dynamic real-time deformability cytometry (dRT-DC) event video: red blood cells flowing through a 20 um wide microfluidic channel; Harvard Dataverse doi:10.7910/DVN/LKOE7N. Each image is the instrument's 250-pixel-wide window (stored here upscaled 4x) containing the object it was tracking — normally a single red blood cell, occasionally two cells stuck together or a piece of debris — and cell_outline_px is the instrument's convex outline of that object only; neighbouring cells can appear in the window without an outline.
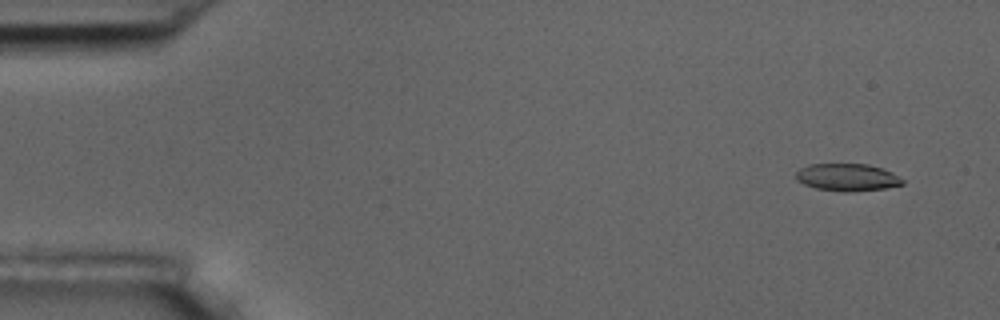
{"species": "common noctule bat (a hibernating species)", "species_latin": "Nyctalus noctula", "temperature_condition": "room temperature", "stored_images_in_passage": 5, "camera_frame_rate_fps": 3000, "um_per_image_px": 0.085, "animal": {"sex": "male", "body_mass_g": 17.5, "forearm_length_mm": 52.3}, "frame": {"image": 1, "passage_image": 2, "time_ms": 1.0, "image_size_px": [1000, 320], "cell_outline_px": [[904, 184], [884, 188], [848, 192], [844, 192], [816, 188], [804, 184], [796, 180], [796, 172], [800, 168], [808, 164], [868, 164], [892, 172], [904, 180]], "centroid_in_image_um": [72.0, 15.07], "position_along_channel_um": 13.0, "area_um2": 16.94}}
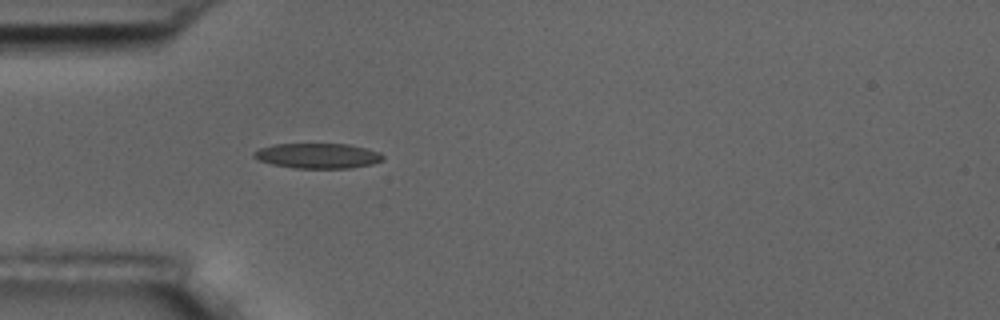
{"frame": {"image": 2, "passage_image": 5, "time_ms": 5.333, "image_size_px": [1000, 320], "cell_outline_px": [[384, 160], [372, 164], [348, 168], [296, 168], [272, 164], [260, 160], [252, 156], [252, 152], [260, 148], [276, 144], [348, 144], [380, 152], [384, 156]], "centroid_in_image_um": [27.02, 13.24], "position_along_channel_um": 58.0, "area_um2": 18.79}}